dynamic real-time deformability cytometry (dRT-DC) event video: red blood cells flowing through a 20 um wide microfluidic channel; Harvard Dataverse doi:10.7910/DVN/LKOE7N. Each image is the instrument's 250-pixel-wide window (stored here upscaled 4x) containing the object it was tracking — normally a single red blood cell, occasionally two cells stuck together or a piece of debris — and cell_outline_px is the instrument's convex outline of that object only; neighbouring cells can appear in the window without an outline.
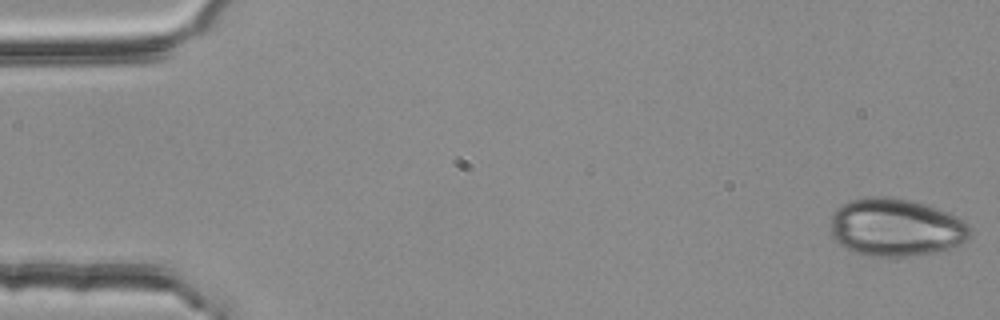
{"species": "common noctule bat (a hibernating species)", "species_latin": "Nyctalus noctula", "temperature_condition": "room temperature", "stored_images_in_passage": 53, "camera_frame_rate_fps": 3000, "um_per_image_px": 0.085, "animal": {"sex": "female", "body_mass_g": 25.1}, "frame": {"image": 1, "passage_image": 1, "time_ms": 0.0, "image_size_px": [1000, 320], "cell_outline_px": [[972, 236], [968, 240], [960, 244], [948, 248], [932, 252], [908, 256], [868, 256], [856, 252], [840, 244], [832, 236], [832, 212], [836, 208], [848, 200], [868, 196], [888, 196], [912, 200], [948, 212], [964, 220], [972, 228]], "centroid_in_image_um": [76.17, 19.3], "position_along_channel_um": 8.8, "area_um2": 47.16}}
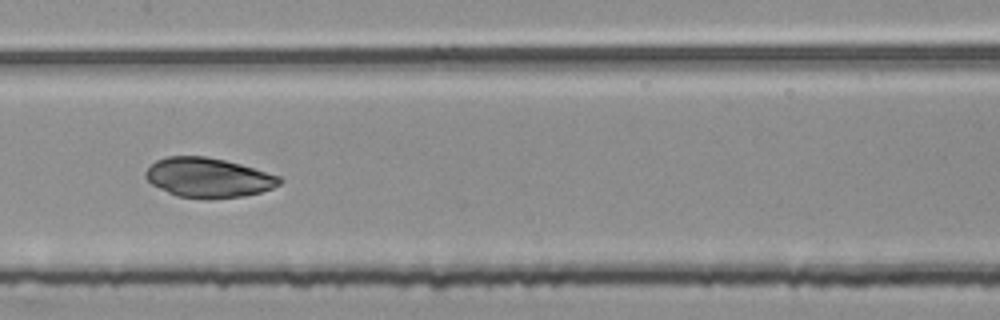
{"frame": {"image": 2, "passage_image": 27, "time_ms": 8.667, "image_size_px": [1000, 320], "cell_outline_px": [[284, 180], [280, 184], [272, 188], [260, 192], [244, 196], [208, 200], [176, 196], [152, 184], [144, 176], [144, 172], [156, 160], [168, 156], [204, 156], [224, 160], [240, 164], [280, 176]], "centroid_in_image_um": [17.71, 15.11], "position_along_channel_um": 189.7, "area_um2": 31.04}}
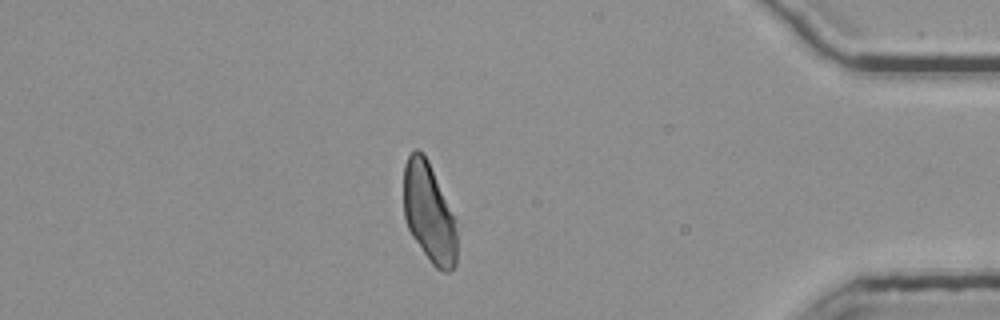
{"frame": {"image": 3, "passage_image": 47, "time_ms": 15.333, "image_size_px": [1000, 320], "cell_outline_px": [[456, 264], [448, 272], [444, 272], [436, 268], [432, 264], [412, 236], [408, 228], [404, 216], [404, 164], [408, 156], [416, 148], [428, 160], [456, 220]], "centroid_in_image_um": [36.46, 18.1], "position_along_channel_um": 398.7, "area_um2": 30.69}}